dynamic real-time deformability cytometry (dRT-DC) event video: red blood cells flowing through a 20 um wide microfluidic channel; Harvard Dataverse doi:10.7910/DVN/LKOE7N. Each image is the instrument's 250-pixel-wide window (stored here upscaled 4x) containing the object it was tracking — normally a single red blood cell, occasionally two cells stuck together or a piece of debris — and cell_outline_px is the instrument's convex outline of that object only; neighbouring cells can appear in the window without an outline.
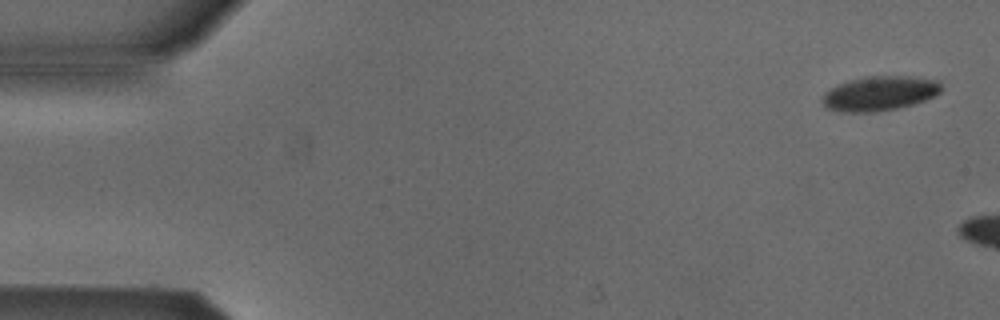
{"species": "Egyptian fruit bat (a non-hibernating species)", "species_latin": "Rousettus aegyptiacus", "temperature_condition": "cold", "stored_images_in_passage": 4, "camera_frame_rate_fps": 3000, "um_per_image_px": 0.085, "animal": {"sex": "male"}, "frame": {"image": 1, "passage_image": 1, "time_ms": 0.0, "image_size_px": [1000, 320], "cell_outline_px": [[940, 92], [924, 100], [912, 104], [896, 108], [872, 112], [844, 112], [824, 108], [820, 100], [824, 92], [840, 84], [852, 80], [868, 76], [908, 76], [936, 80], [940, 84]], "centroid_in_image_um": [74.7, 7.95], "position_along_channel_um": 10.3, "area_um2": 23.64}}